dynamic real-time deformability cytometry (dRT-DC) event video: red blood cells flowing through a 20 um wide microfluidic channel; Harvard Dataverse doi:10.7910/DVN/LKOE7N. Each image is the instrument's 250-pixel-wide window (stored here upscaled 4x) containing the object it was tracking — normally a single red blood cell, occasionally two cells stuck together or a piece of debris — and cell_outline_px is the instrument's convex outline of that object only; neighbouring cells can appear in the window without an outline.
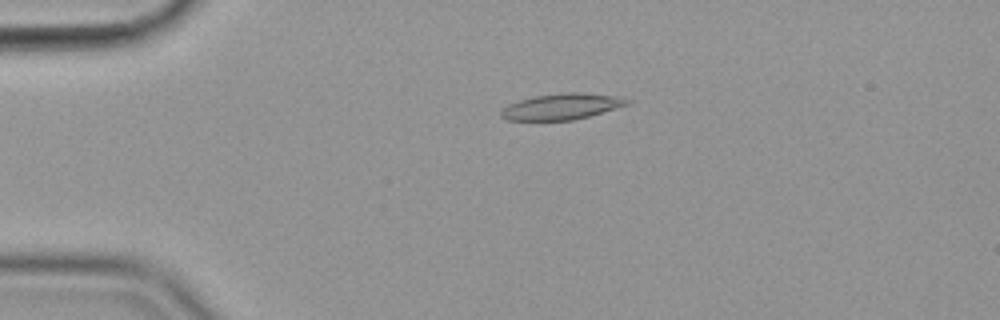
{"species": "common noctule bat (a hibernating species)", "species_latin": "Nyctalus noctula", "temperature_condition": "cold", "stored_images_in_passage": 57, "camera_frame_rate_fps": 3000, "um_per_image_px": 0.085, "animal": {"sex": "female", "body_mass_g": 19.9}, "frame": {"image": 1, "passage_image": 13, "time_ms": 4.0, "image_size_px": [1000, 320], "cell_outline_px": [[632, 104], [588, 116], [572, 120], [508, 120], [500, 116], [500, 112], [508, 104], [532, 96], [568, 92], [580, 92], [612, 96], [632, 100]], "centroid_in_image_um": [47.75, 9.05], "position_along_channel_um": 37.3, "area_um2": 19.02}}
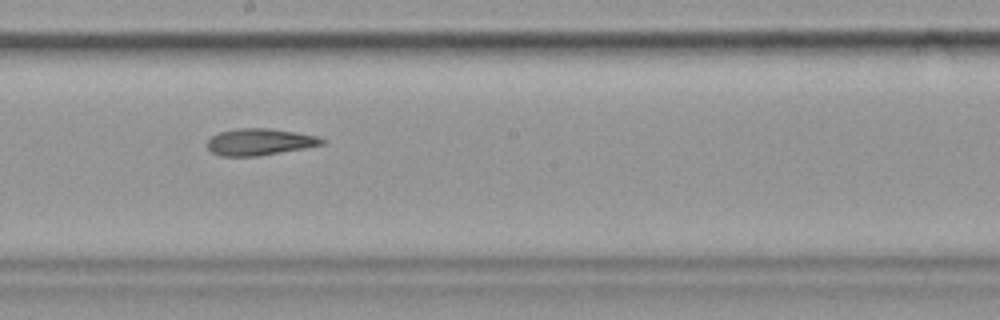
{"frame": {"image": 2, "passage_image": 32, "time_ms": 10.333, "image_size_px": [1000, 320], "cell_outline_px": [[324, 144], [304, 148], [256, 156], [220, 156], [212, 152], [208, 148], [208, 140], [212, 136], [220, 132], [236, 128], [268, 128], [296, 132], [316, 136], [324, 140]], "centroid_in_image_um": [22.04, 12.06], "position_along_channel_um": 226.2, "area_um2": 17.63}}
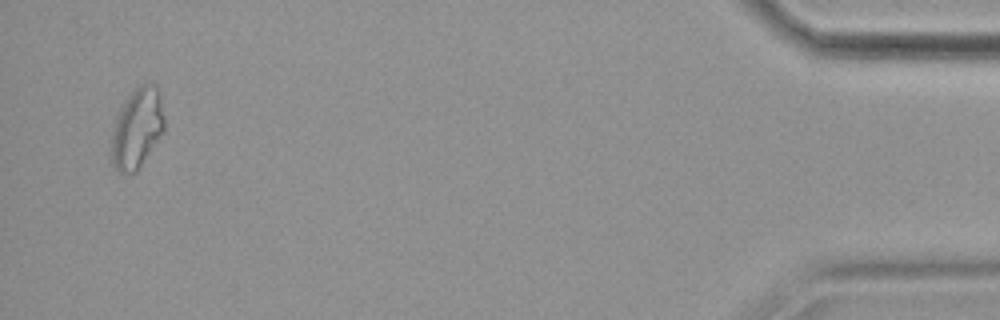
{"frame": {"image": 3, "passage_image": 55, "time_ms": 18.0, "image_size_px": [1000, 320], "cell_outline_px": [[164, 132], [140, 168], [136, 172], [120, 172], [112, 164], [108, 156], [112, 132], [116, 116], [128, 96], [140, 84], [156, 84], [164, 116]], "centroid_in_image_um": [11.62, 10.96], "position_along_channel_um": 423.6, "area_um2": 24.91}, "authors_computed_cell_mechanics": {"area_um2": 19.0162, "velocity_mm_per_s": 3.5747, "shape_relaxation_time_tau1_ms": 9.5006, "shape_relaxation_time_tau2_ms": 8.1947, "deformation_change_tau1": 0.1851, "deformation_change_tau2": 0.1765}}